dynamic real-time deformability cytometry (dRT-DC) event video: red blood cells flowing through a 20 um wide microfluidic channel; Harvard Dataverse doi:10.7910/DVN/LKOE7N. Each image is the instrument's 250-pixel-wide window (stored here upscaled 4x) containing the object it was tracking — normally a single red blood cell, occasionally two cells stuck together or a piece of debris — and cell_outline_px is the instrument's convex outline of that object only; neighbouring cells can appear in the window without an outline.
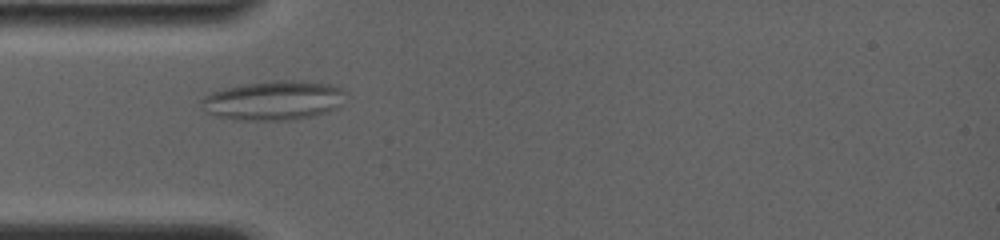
{"species": "common noctule bat (a hibernating species)", "species_latin": "Nyctalus noctula", "temperature_condition": "room temperature", "stored_images_in_passage": 20, "camera_frame_rate_fps": 4000, "um_per_image_px": 0.085, "animal": {"sex": "female", "body_mass_g": 19.0, "forearm_length_mm": 56.7}, "frame": {"image": 1, "passage_image": 19, "time_ms": 3.75, "image_size_px": [1000, 240], "cell_outline_px": [[348, 92], [340, 104], [336, 108], [312, 116], [292, 120], [240, 120], [216, 116], [204, 112], [200, 100], [204, 96], [212, 92], [224, 88], [244, 84], [272, 80], [300, 80], [332, 84]], "centroid_in_image_um": [23.25, 8.53], "position_along_channel_um": 61.8, "area_um2": 33.29}}